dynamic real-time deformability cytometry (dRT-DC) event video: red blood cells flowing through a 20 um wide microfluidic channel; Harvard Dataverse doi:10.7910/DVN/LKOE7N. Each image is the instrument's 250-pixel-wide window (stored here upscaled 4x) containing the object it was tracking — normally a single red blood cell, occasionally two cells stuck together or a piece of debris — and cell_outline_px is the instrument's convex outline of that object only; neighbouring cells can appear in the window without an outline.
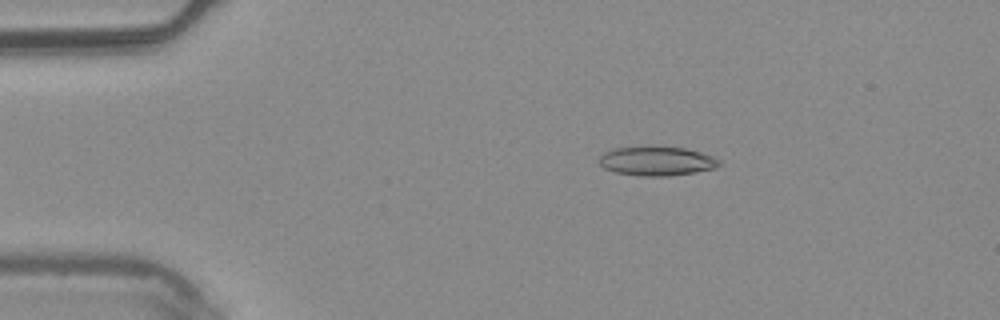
{"species": "common noctule bat (a hibernating species)", "species_latin": "Nyctalus noctula", "temperature_condition": "warm", "stored_images_in_passage": 6, "camera_frame_rate_fps": 3000, "um_per_image_px": 0.085, "animal": {"sex": "male", "body_mass_g": 20.4}, "frame": {"image": 1, "passage_image": 3, "time_ms": 0.667, "image_size_px": [1000, 320], "cell_outline_px": [[720, 164], [716, 168], [668, 176], [640, 176], [616, 172], [604, 168], [600, 164], [600, 156], [604, 152], [616, 148], [652, 144], [656, 144], [684, 148], [700, 152], [712, 156], [720, 160]], "centroid_in_image_um": [55.81, 13.65], "position_along_channel_um": 29.2, "area_um2": 20.81}}
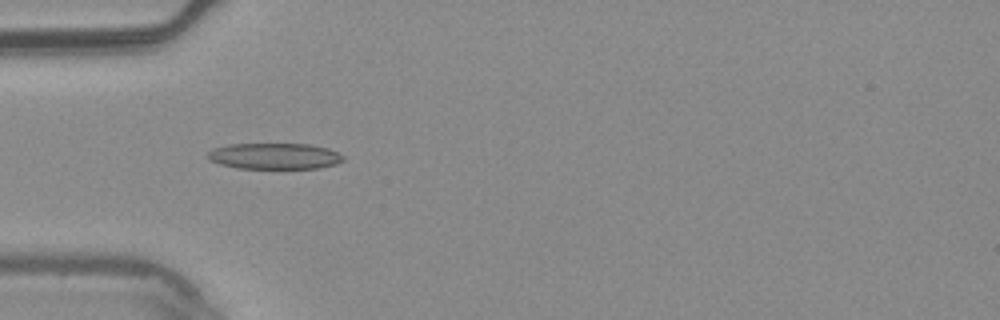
{"frame": {"image": 2, "passage_image": 5, "time_ms": 1.333, "image_size_px": [1000, 320], "cell_outline_px": [[344, 160], [336, 164], [320, 168], [236, 168], [220, 164], [208, 160], [204, 156], [212, 148], [228, 144], [312, 144], [328, 148], [344, 156]], "centroid_in_image_um": [23.29, 13.26], "position_along_channel_um": 61.7, "area_um2": 20.81}}